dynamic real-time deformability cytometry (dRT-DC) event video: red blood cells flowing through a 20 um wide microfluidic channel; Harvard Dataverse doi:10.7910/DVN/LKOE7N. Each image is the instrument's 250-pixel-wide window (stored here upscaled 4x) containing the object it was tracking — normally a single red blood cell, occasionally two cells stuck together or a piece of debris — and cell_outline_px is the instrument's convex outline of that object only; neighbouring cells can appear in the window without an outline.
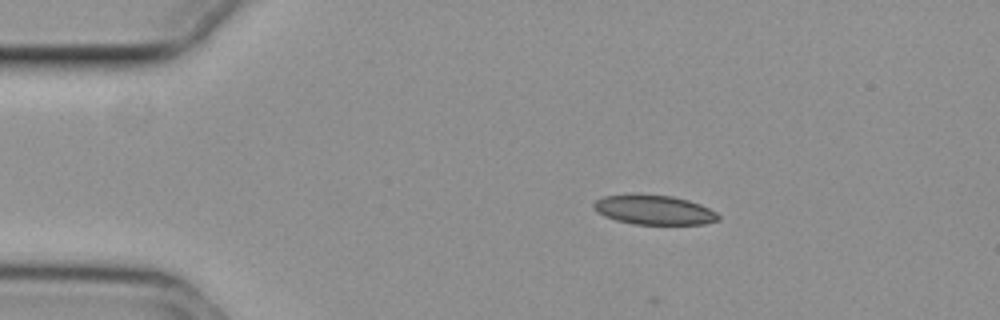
{"species": "common noctule bat (a hibernating species)", "species_latin": "Nyctalus noctula", "temperature_condition": "cold", "stored_images_in_passage": 43, "camera_frame_rate_fps": 3000, "um_per_image_px": 0.085, "animal": {"sex": "female", "body_mass_g": 29.2, "forearm_length_mm": 56.3}, "frame": {"image": 1, "passage_image": 1, "time_ms": 0.0, "image_size_px": [1000, 320], "cell_outline_px": [[720, 220], [704, 224], [632, 224], [616, 220], [604, 216], [596, 212], [592, 208], [592, 204], [596, 200], [604, 196], [640, 192], [672, 196], [688, 200], [700, 204], [716, 212], [720, 216]], "centroid_in_image_um": [55.55, 17.81], "position_along_channel_um": 29.5, "area_um2": 21.96}}
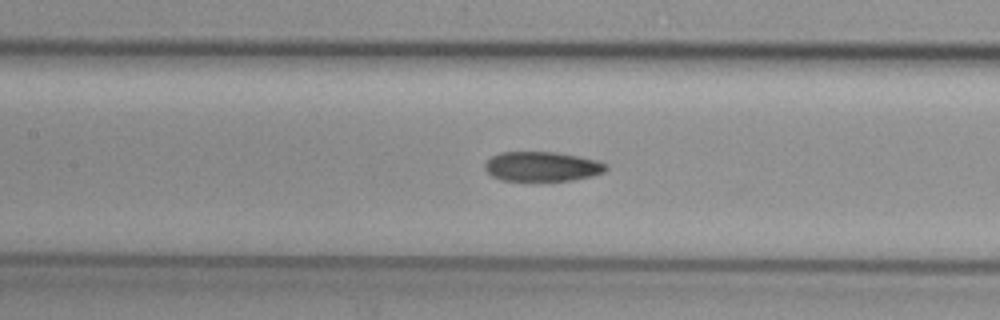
{"frame": {"image": 2, "passage_image": 16, "time_ms": 5.0, "image_size_px": [1000, 320], "cell_outline_px": [[608, 168], [604, 172], [592, 176], [572, 180], [500, 180], [492, 176], [484, 168], [484, 164], [492, 156], [500, 152], [556, 152], [596, 160], [608, 164]], "centroid_in_image_um": [46.08, 14.15], "position_along_channel_um": 161.3, "area_um2": 20.81}}
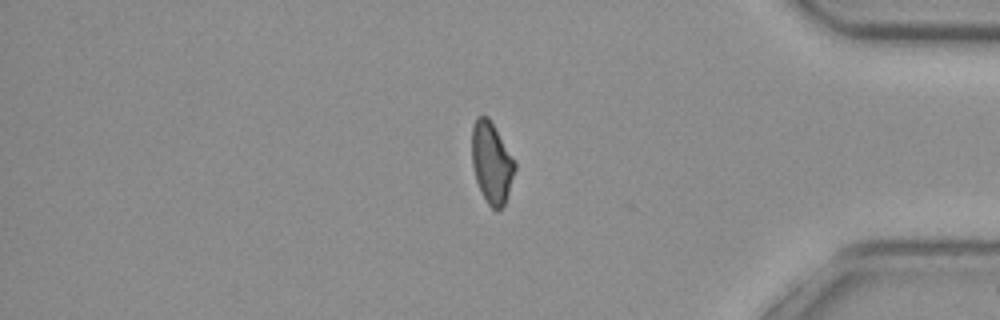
{"frame": {"image": 3, "passage_image": 37, "time_ms": 12.0, "image_size_px": [1000, 320], "cell_outline_px": [[516, 168], [504, 204], [496, 212], [488, 204], [476, 180], [472, 164], [472, 124], [476, 116], [488, 116], [516, 164]], "centroid_in_image_um": [41.76, 13.81], "position_along_channel_um": 393.4, "area_um2": 19.94}, "authors_computed_cell_mechanics": {"area_um2": 21.675, "velocity_mm_per_s": 3.733, "shape_relaxation_time_tau1_ms": null, "shape_relaxation_time_tau2_ms": 5.5502, "deformation_change_tau1": null, "deformation_change_tau2": 0.1083}}